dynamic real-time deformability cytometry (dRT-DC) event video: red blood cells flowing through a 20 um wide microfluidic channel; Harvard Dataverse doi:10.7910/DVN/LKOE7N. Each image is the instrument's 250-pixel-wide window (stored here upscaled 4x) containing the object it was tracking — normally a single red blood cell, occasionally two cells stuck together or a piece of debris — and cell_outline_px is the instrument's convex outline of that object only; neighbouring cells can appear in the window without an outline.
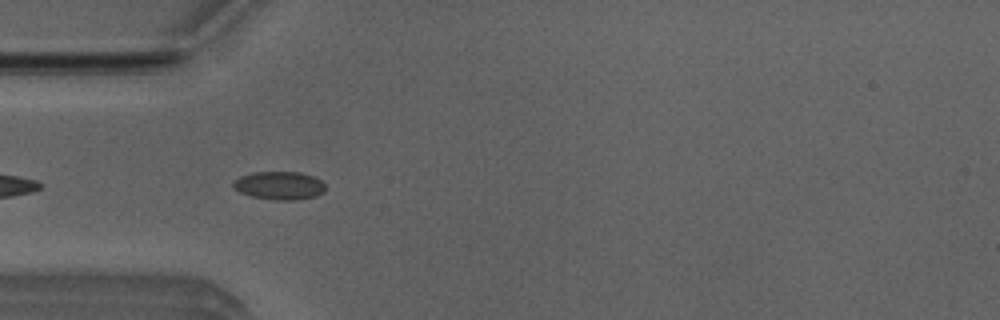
{"species": "Egyptian fruit bat (a non-hibernating species)", "species_latin": "Rousettus aegyptiacus", "temperature_condition": "room temperature", "stored_images_in_passage": 7, "camera_frame_rate_fps": 3000, "um_per_image_px": 0.085, "animal": {"sex": "male"}, "frame": {"image": 1, "passage_image": 4, "time_ms": 1.0, "image_size_px": [1000, 320], "cell_outline_px": [[324, 192], [316, 196], [296, 200], [276, 200], [252, 196], [240, 192], [232, 188], [232, 184], [240, 176], [252, 172], [300, 172], [312, 176], [320, 180], [324, 184]], "centroid_in_image_um": [23.73, 15.77], "position_along_channel_um": 61.3, "area_um2": 15.09}}
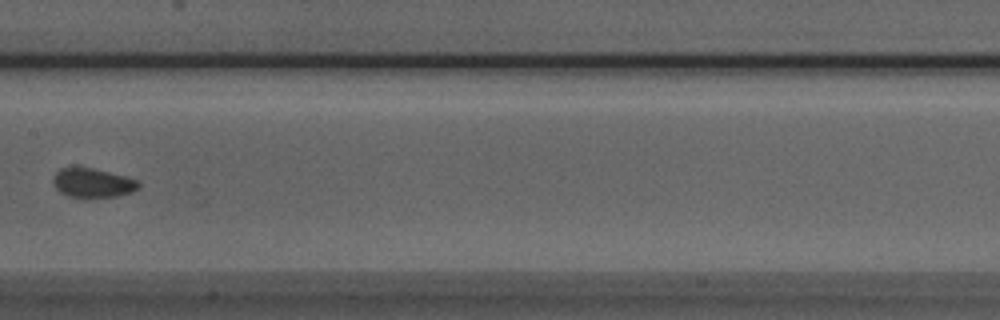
{"frame": {"image": 2, "passage_image": 7, "time_ms": 2.0, "image_size_px": [1000, 320], "cell_outline_px": [[140, 188], [132, 192], [116, 196], [84, 200], [68, 196], [60, 192], [52, 184], [52, 176], [60, 168], [92, 168], [140, 180]], "centroid_in_image_um": [7.87, 15.59], "position_along_channel_um": 199.5, "area_um2": 15.03}}